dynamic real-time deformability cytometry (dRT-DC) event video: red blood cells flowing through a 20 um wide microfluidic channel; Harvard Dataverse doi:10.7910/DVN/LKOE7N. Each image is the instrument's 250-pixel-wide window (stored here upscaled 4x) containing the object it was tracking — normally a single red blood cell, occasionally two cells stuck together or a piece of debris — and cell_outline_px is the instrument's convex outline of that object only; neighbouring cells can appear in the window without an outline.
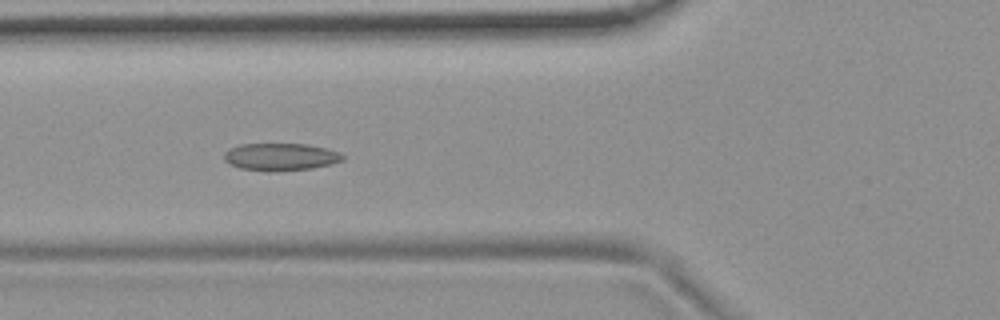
{"species": "common noctule bat (a hibernating species)", "species_latin": "Nyctalus noctula", "temperature_condition": "room temperature", "stored_images_in_passage": 48, "camera_frame_rate_fps": 3000, "um_per_image_px": 0.085, "animal": {"sex": "female", "body_mass_g": 19.9}, "frame": {"image": 1, "passage_image": 18, "time_ms": 5.667, "image_size_px": [1000, 320], "cell_outline_px": [[344, 160], [332, 164], [312, 168], [276, 172], [268, 172], [240, 168], [228, 164], [224, 160], [224, 152], [228, 148], [240, 144], [308, 144], [340, 152], [344, 156]], "centroid_in_image_um": [23.82, 13.34], "position_along_channel_um": 102.0, "area_um2": 19.25}}
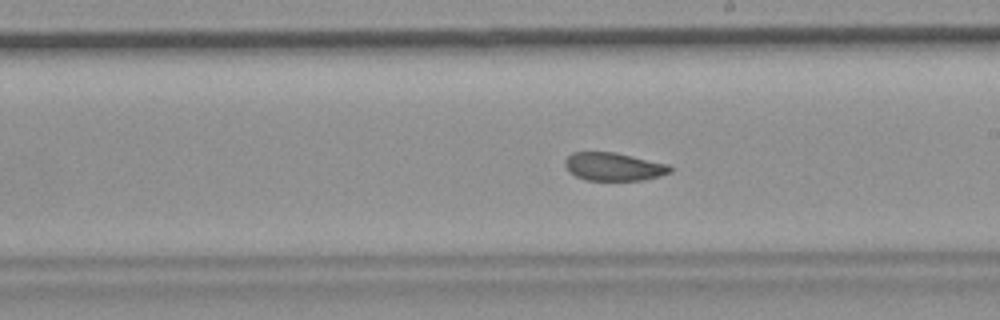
{"frame": {"image": 2, "passage_image": 29, "time_ms": 9.333, "image_size_px": [1000, 320], "cell_outline_px": [[672, 172], [660, 176], [644, 180], [588, 180], [576, 176], [568, 172], [564, 164], [564, 160], [572, 152], [616, 152], [668, 164], [672, 168]], "centroid_in_image_um": [52.16, 14.16], "position_along_channel_um": 236.8, "area_um2": 17.34}}
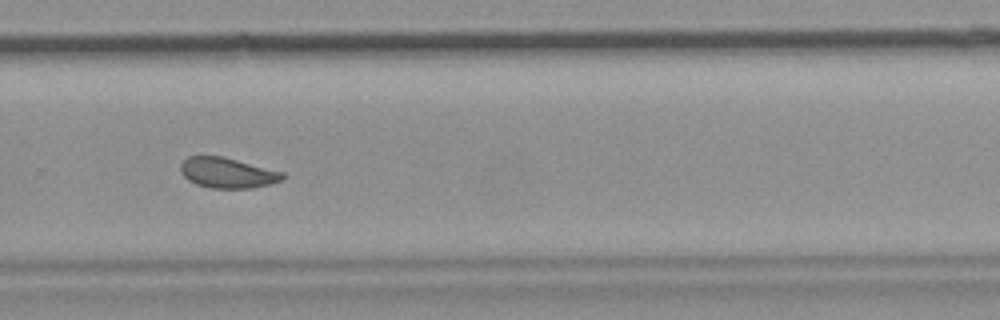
{"frame": {"image": 3, "passage_image": 35, "time_ms": 11.333, "image_size_px": [1000, 320], "cell_outline_px": [[288, 176], [284, 180], [272, 184], [252, 188], [208, 188], [196, 184], [188, 180], [180, 172], [180, 164], [188, 156], [220, 156], [284, 172]], "centroid_in_image_um": [19.36, 14.71], "position_along_channel_um": 310.4, "area_um2": 18.21}, "authors_computed_cell_mechanics": {"area_um2": 19.5653, "velocity_mm_per_s": 3.684, "shape_relaxation_time_tau1_ms": null, "shape_relaxation_time_tau2_ms": 1.7596, "deformation_change_tau1": null, "deformation_change_tau2": 0.0653}}